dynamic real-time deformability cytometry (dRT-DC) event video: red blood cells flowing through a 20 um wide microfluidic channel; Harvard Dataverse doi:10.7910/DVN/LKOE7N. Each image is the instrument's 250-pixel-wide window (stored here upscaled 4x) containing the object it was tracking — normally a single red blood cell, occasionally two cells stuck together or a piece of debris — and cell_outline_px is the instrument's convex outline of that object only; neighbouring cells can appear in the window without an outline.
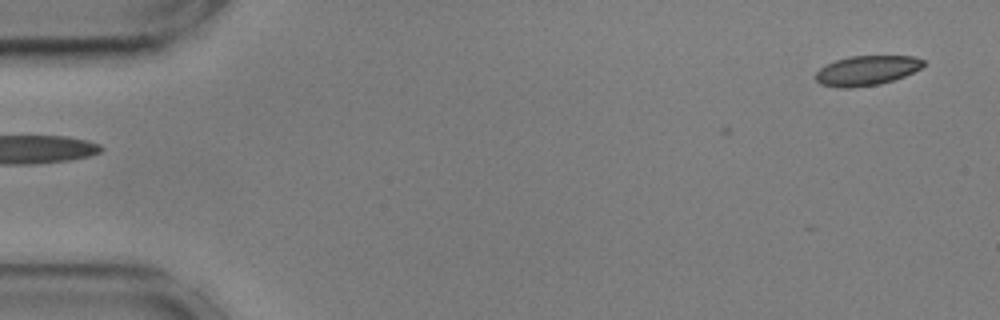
{"species": "common noctule bat (a hibernating species)", "species_latin": "Nyctalus noctula", "temperature_condition": "cold", "stored_images_in_passage": 3, "camera_frame_rate_fps": 3000, "um_per_image_px": 0.085, "animal": {"sex": "male", "body_mass_g": 17.9, "forearm_length_mm": 54.2}, "frame": {"image": 1, "passage_image": 1, "time_ms": 0.0, "image_size_px": [1000, 320], "cell_outline_px": [[924, 64], [920, 68], [904, 76], [880, 84], [848, 88], [840, 88], [820, 84], [816, 80], [816, 72], [820, 68], [836, 60], [848, 56], [916, 56], [924, 60]], "centroid_in_image_um": [73.66, 5.99], "position_along_channel_um": 11.3, "area_um2": 18.55}}